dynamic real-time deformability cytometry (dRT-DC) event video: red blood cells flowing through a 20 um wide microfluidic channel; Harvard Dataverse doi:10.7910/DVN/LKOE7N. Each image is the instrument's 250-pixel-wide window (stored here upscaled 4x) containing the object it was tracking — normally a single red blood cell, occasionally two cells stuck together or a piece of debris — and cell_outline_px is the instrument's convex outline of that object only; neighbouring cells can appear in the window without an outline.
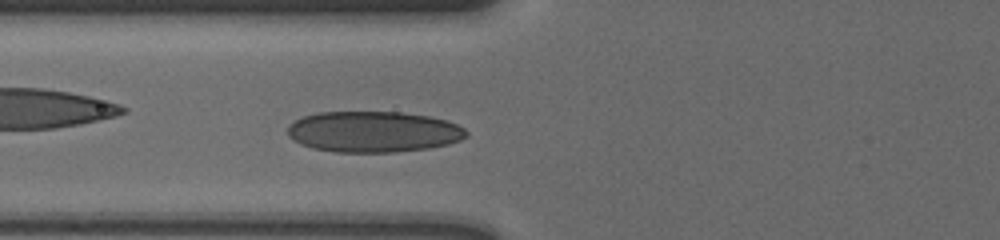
{"species": "human", "species_latin": "Homo sapiens", "temperature_condition": "cold", "stored_images_in_passage": 44, "camera_frame_rate_fps": 3000, "um_per_image_px": 0.085, "donor": {"sex": "male"}, "frame": {"image": 1, "passage_image": 13, "time_ms": 4.0, "image_size_px": [1000, 240], "cell_outline_px": [[468, 136], [460, 140], [448, 144], [428, 148], [396, 152], [336, 152], [312, 148], [300, 144], [292, 140], [288, 136], [288, 124], [304, 116], [320, 112], [400, 112], [428, 116], [444, 120], [456, 124], [464, 128], [468, 132]], "centroid_in_image_um": [31.72, 11.2], "position_along_channel_um": 94.1, "area_um2": 42.71}}
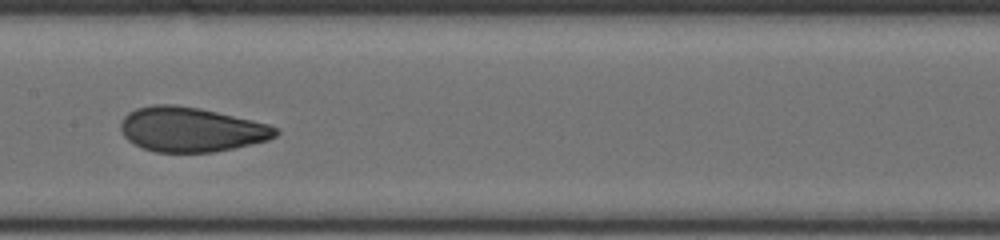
{"frame": {"image": 2, "passage_image": 21, "time_ms": 6.667, "image_size_px": [1000, 240], "cell_outline_px": [[280, 132], [276, 136], [268, 140], [232, 148], [212, 152], [156, 152], [144, 148], [128, 140], [124, 136], [120, 128], [120, 124], [124, 116], [128, 112], [136, 108], [156, 104], [176, 104], [200, 108], [252, 120], [268, 124], [276, 128]], "centroid_in_image_um": [16.23, 10.99], "position_along_channel_um": 191.2, "area_um2": 40.11}}
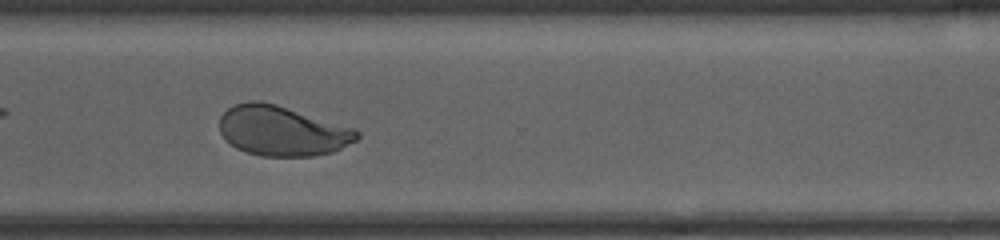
{"frame": {"image": 3, "passage_image": 34, "time_ms": 11.0, "image_size_px": [1000, 240], "cell_outline_px": [[360, 136], [356, 140], [332, 152], [312, 156], [260, 156], [236, 148], [220, 132], [220, 116], [228, 108], [236, 104], [248, 100], [260, 100], [276, 104], [356, 128], [360, 132]], "centroid_in_image_um": [24.0, 11.11], "position_along_channel_um": 346.6, "area_um2": 40.0}, "authors_computed_cell_mechanics": {"area_um2": 40.0554, "velocity_mm_per_s": 3.6093, "shape_relaxation_time_tau1_ms": 4.694, "shape_relaxation_time_tau2_ms": null, "deformation_change_tau1": 0.1556, "deformation_change_tau2": null}}